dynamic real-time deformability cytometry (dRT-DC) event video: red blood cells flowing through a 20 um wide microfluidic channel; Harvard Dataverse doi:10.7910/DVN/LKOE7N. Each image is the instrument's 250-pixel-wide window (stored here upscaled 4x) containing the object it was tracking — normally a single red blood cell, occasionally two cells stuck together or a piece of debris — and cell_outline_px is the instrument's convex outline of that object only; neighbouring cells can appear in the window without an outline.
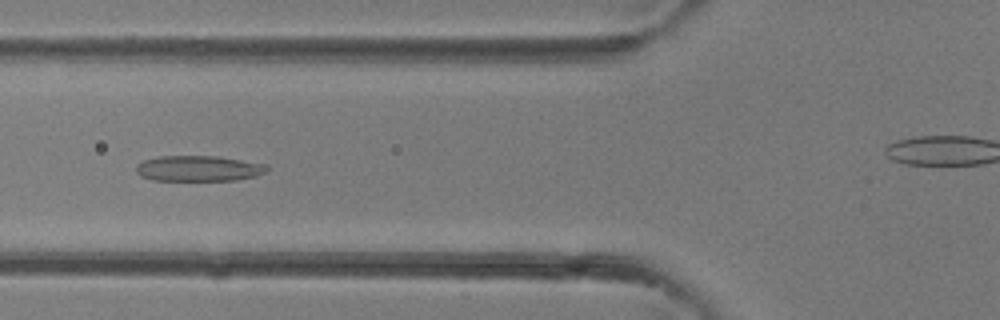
{"species": "common noctule bat (a hibernating species)", "species_latin": "Nyctalus noctula", "temperature_condition": "room temperature", "stored_images_in_passage": 38, "camera_frame_rate_fps": 3000, "um_per_image_px": 0.085, "animal": {"sex": "female"}, "frame": {"image": 1, "passage_image": 15, "time_ms": 4.667, "image_size_px": [1000, 320], "cell_outline_px": [[268, 168], [264, 172], [256, 176], [236, 180], [152, 180], [140, 176], [136, 172], [136, 164], [144, 160], [160, 156], [220, 156], [268, 164]], "centroid_in_image_um": [16.88, 14.31], "position_along_channel_um": 108.9, "area_um2": 19.65}}
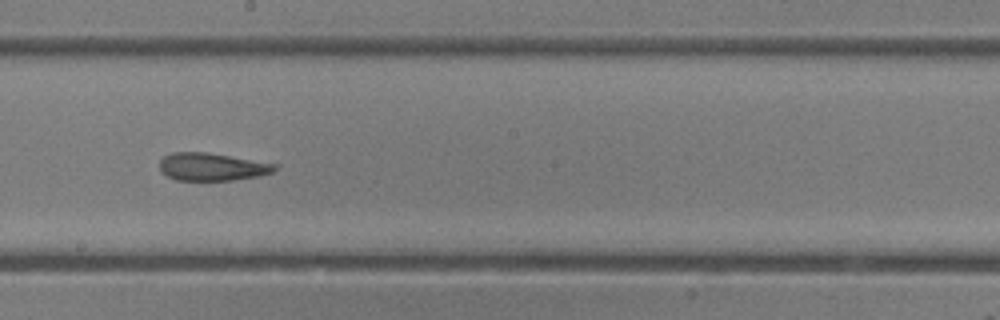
{"frame": {"image": 2, "passage_image": 22, "time_ms": 7.0, "image_size_px": [1000, 320], "cell_outline_px": [[280, 164], [272, 172], [260, 176], [232, 180], [176, 180], [160, 172], [160, 160], [164, 156], [172, 152], [208, 152]], "centroid_in_image_um": [18.04, 14.17], "position_along_channel_um": 230.2, "area_um2": 18.79}}
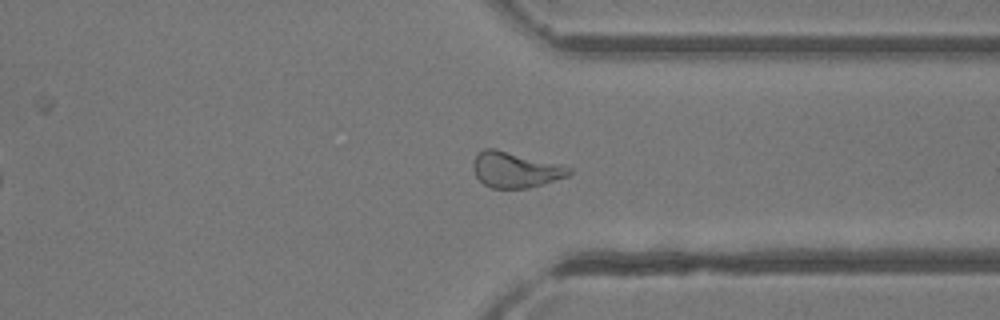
{"frame": {"image": 3, "passage_image": 30, "time_ms": 9.667, "image_size_px": [1000, 320], "cell_outline_px": [[572, 172], [568, 176], [544, 184], [528, 188], [492, 188], [484, 184], [476, 176], [472, 168], [472, 164], [476, 156], [484, 148], [496, 148], [572, 168]], "centroid_in_image_um": [43.79, 14.43], "position_along_channel_um": 367.6, "area_um2": 19.77}}